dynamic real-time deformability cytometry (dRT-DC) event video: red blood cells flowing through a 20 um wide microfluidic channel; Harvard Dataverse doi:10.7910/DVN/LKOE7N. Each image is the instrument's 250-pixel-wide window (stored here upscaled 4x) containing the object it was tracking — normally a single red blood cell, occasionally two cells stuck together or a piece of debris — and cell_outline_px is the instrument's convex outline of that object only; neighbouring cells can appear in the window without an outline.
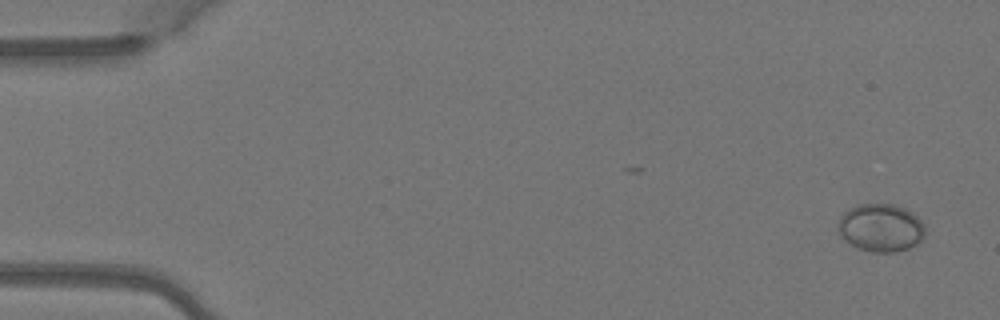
{"species": "Egyptian fruit bat (a non-hibernating species)", "species_latin": "Rousettus aegyptiacus", "temperature_condition": "warm", "stored_images_in_passage": 6, "camera_frame_rate_fps": 3000, "um_per_image_px": 0.085, "animal": {"sex": "female"}, "frame": {"image": 1, "passage_image": 6, "time_ms": 1.667, "image_size_px": [1000, 320], "cell_outline_px": [[924, 236], [916, 244], [908, 248], [896, 252], [872, 252], [856, 248], [840, 236], [840, 216], [848, 208], [856, 204], [892, 204], [904, 208], [912, 212], [924, 224]], "centroid_in_image_um": [74.86, 19.36], "position_along_channel_um": 10.1, "area_um2": 24.22}}